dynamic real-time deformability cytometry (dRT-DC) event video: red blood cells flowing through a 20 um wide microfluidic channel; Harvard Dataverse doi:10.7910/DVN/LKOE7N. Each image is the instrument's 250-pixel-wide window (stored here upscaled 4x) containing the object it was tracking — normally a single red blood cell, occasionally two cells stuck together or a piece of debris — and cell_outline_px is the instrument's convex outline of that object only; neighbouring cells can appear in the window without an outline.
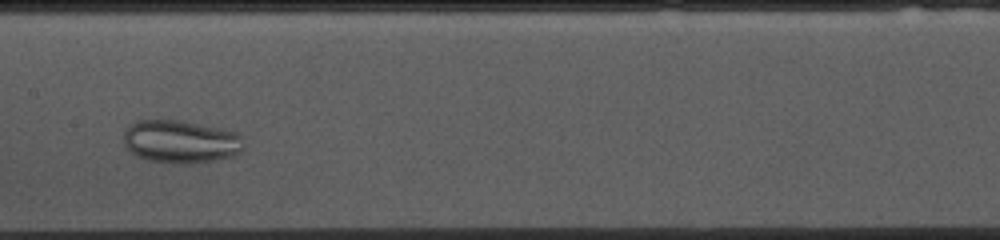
{"species": "common noctule bat (a hibernating species)", "species_latin": "Nyctalus noctula", "temperature_condition": "cold", "stored_images_in_passage": 41, "camera_frame_rate_fps": 3000, "um_per_image_px": 0.085, "animal": {"sex": "female", "body_mass_g": 10.0, "forearm_length_mm": 53.1}, "frame": {"image": 1, "passage_image": 18, "time_ms": 5.667, "image_size_px": [1000, 240], "cell_outline_px": [[244, 148], [236, 156], [216, 160], [192, 164], [180, 164], [148, 160], [136, 156], [124, 144], [124, 132], [136, 120], [180, 120], [224, 128], [236, 132], [240, 136], [244, 144]], "centroid_in_image_um": [15.41, 12.04], "position_along_channel_um": 192.0, "area_um2": 30.4}}
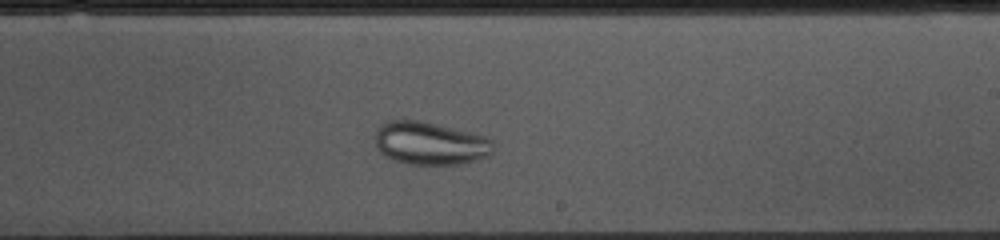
{"frame": {"image": 2, "passage_image": 23, "time_ms": 7.333, "image_size_px": [1000, 240], "cell_outline_px": [[492, 152], [488, 156], [476, 160], [456, 164], [408, 164], [392, 160], [384, 156], [380, 152], [376, 144], [376, 128], [380, 124], [388, 120], [420, 120], [488, 136], [492, 140]], "centroid_in_image_um": [36.54, 12.17], "position_along_channel_um": 252.5, "area_um2": 29.71}}
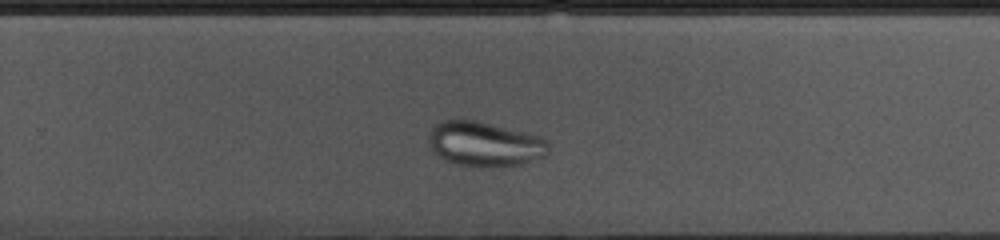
{"frame": {"image": 3, "passage_image": 26, "time_ms": 8.333, "image_size_px": [1000, 240], "cell_outline_px": [[548, 152], [544, 156], [520, 164], [456, 164], [440, 156], [428, 148], [428, 136], [432, 128], [436, 124], [444, 120], [476, 120], [540, 136], [548, 140]], "centroid_in_image_um": [41.17, 12.19], "position_along_channel_um": 288.6, "area_um2": 30.29}}